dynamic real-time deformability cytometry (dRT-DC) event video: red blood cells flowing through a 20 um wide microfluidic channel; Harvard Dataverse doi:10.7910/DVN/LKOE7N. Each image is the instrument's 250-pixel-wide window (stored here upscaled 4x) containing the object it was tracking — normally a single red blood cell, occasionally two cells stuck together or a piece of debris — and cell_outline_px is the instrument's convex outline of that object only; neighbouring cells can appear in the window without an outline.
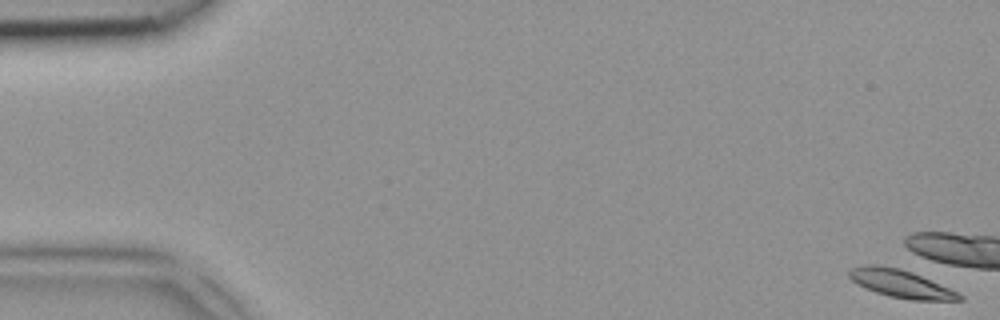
{"species": "common noctule bat (a hibernating species)", "species_latin": "Nyctalus noctula", "temperature_condition": "room temperature", "stored_images_in_passage": 1, "camera_frame_rate_fps": 3000, "um_per_image_px": 0.085, "animal": {"sex": "female", "body_mass_g": 18.4}, "frame": {"image": 1, "passage_image": 1, "time_ms": 0.0, "image_size_px": [1000, 320], "cell_outline_px": [[964, 300], [912, 300], [888, 296], [864, 288], [856, 284], [848, 276], [848, 272], [852, 268], [864, 264], [876, 264], [900, 268], [912, 272], [948, 288], [964, 296]], "centroid_in_image_um": [76.51, 24.1], "position_along_channel_um": 8.5, "area_um2": 17.86}}